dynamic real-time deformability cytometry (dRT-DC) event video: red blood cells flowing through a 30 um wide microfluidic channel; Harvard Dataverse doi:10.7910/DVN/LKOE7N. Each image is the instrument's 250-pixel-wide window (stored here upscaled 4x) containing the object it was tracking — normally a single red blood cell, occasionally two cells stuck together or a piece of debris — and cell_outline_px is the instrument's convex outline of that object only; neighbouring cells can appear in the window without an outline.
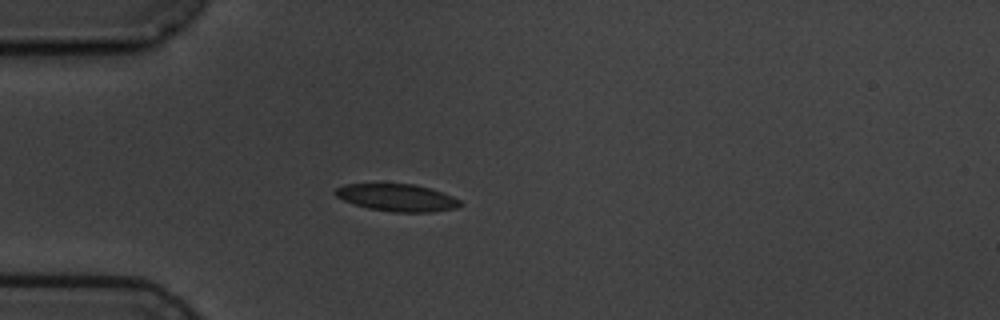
{"species": "common noctule bat (a hibernating species)", "species_latin": "Nyctalus noctula", "temperature_condition": "cold", "stored_images_in_passage": 4, "camera_frame_rate_fps": 3000, "um_per_image_px": 0.085, "animal": {"sex": "male", "body_mass_g": 19.5, "forearm_length_mm": 54.6}, "frame": {"image": 1, "passage_image": 4, "time_ms": 3.333, "image_size_px": [1000, 320], "cell_outline_px": [[464, 204], [456, 208], [432, 212], [392, 212], [368, 208], [344, 200], [336, 196], [332, 192], [336, 188], [344, 184], [416, 184], [432, 188], [452, 196], [460, 200]], "centroid_in_image_um": [33.78, 16.79], "position_along_channel_um": 51.2, "area_um2": 19.94}}